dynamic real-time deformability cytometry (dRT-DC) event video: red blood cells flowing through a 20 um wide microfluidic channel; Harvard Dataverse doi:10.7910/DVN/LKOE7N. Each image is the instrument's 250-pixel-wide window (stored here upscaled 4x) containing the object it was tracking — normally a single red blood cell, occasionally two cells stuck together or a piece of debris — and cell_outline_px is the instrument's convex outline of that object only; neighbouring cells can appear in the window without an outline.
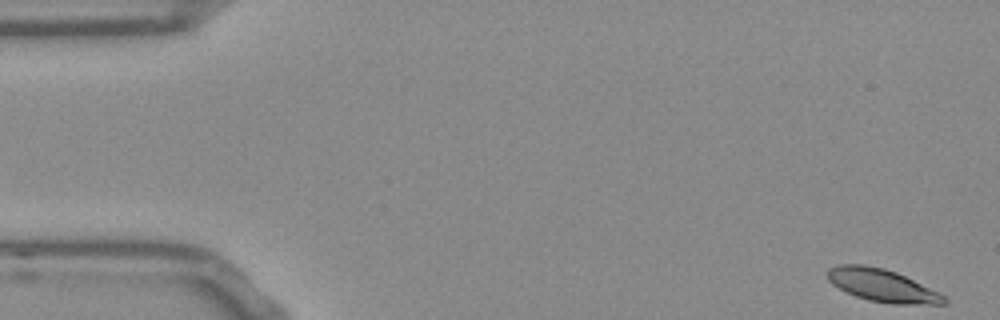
{"species": "Egyptian fruit bat (a non-hibernating species)", "species_latin": "Rousettus aegyptiacus", "temperature_condition": "room temperature", "stored_images_in_passage": 53, "camera_frame_rate_fps": 3000, "um_per_image_px": 0.085, "frame": {"image": 1, "passage_image": 1, "time_ms": 0.0, "image_size_px": [1000, 320], "cell_outline_px": [[948, 300], [944, 304], [892, 304], [868, 300], [856, 296], [832, 284], [828, 280], [824, 272], [828, 268], [836, 264], [864, 264], [884, 268], [896, 272], [944, 296]], "centroid_in_image_um": [74.89, 24.24], "position_along_channel_um": 10.1, "area_um2": 22.02}}
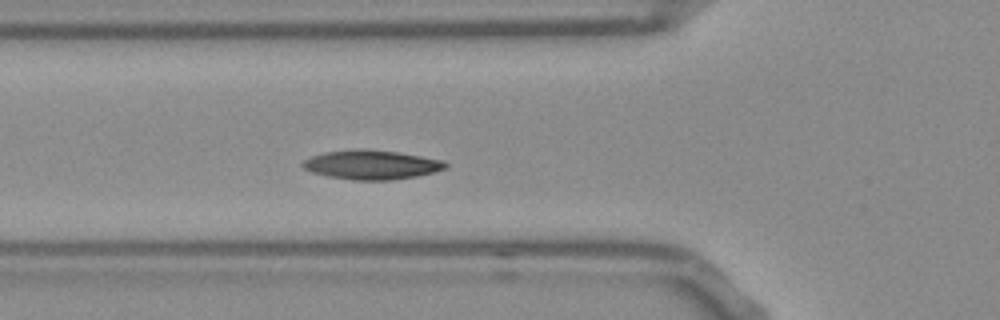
{"frame": {"image": 2, "passage_image": 18, "time_ms": 5.667, "image_size_px": [1000, 320], "cell_outline_px": [[448, 168], [416, 176], [392, 180], [352, 180], [328, 176], [312, 172], [304, 168], [300, 164], [304, 160], [312, 156], [324, 152], [356, 148], [364, 148], [396, 152], [444, 160], [448, 164]], "centroid_in_image_um": [31.57, 13.99], "position_along_channel_um": 94.2, "area_um2": 24.39}}
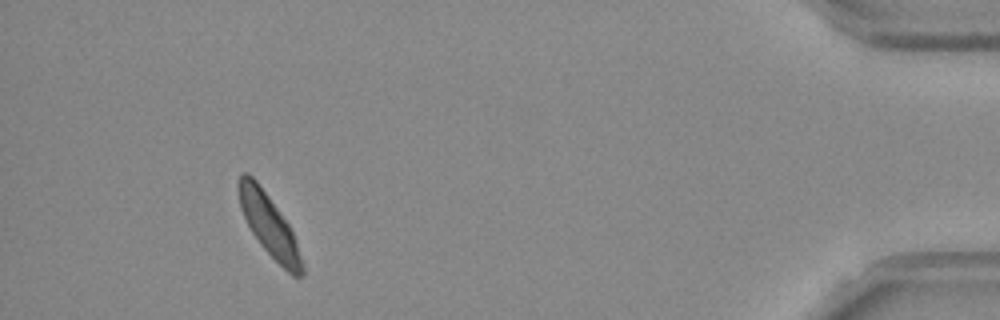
{"frame": {"image": 3, "passage_image": 49, "time_ms": 16.0, "image_size_px": [1000, 320], "cell_outline_px": [[304, 272], [300, 276], [292, 276], [260, 244], [252, 232], [240, 208], [240, 172], [248, 172], [256, 180], [268, 196], [288, 224], [292, 232], [304, 264]], "centroid_in_image_um": [22.89, 19.17], "position_along_channel_um": 412.3, "area_um2": 21.96}, "authors_computed_cell_mechanics": {"area_um2": 22.9466, "velocity_mm_per_s": 3.7285, "shape_relaxation_time_tau1_ms": 4.5698, "shape_relaxation_time_tau2_ms": 8.0511, "deformation_change_tau1": 0.1123, "deformation_change_tau2": 0.1425}}